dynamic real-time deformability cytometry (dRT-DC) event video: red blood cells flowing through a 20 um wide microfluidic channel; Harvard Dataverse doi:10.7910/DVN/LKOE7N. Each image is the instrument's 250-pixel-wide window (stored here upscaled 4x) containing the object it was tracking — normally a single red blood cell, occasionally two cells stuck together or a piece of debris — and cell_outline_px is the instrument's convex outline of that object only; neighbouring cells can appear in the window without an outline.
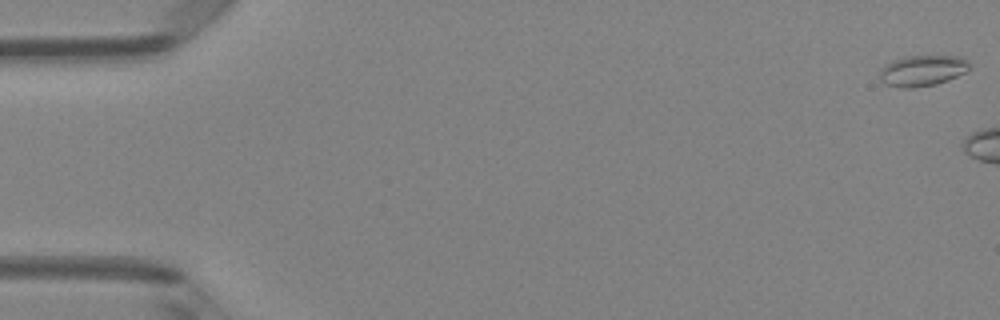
{"species": "Egyptian fruit bat (a non-hibernating species)", "species_latin": "Rousettus aegyptiacus", "temperature_condition": "room temperature", "stored_images_in_passage": 7, "camera_frame_rate_fps": 3000, "um_per_image_px": 0.085, "animal": {"sex": "female"}, "frame": {"image": 1, "passage_image": 1, "time_ms": 0.0, "image_size_px": [1000, 320], "cell_outline_px": [[972, 64], [964, 72], [948, 80], [936, 84], [912, 88], [900, 88], [884, 84], [880, 80], [880, 68], [892, 60], [904, 56], [964, 56]], "centroid_in_image_um": [78.39, 6.0], "position_along_channel_um": 6.6, "area_um2": 16.36}}
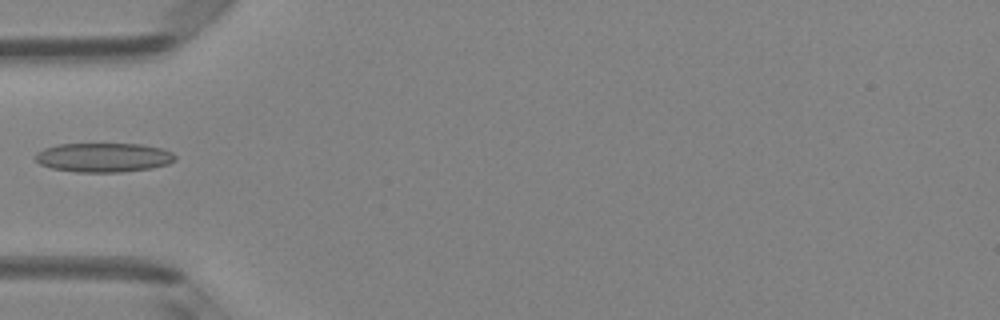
{"frame": {"image": 2, "passage_image": 6, "time_ms": 1.667, "image_size_px": [1000, 320], "cell_outline_px": [[176, 160], [168, 164], [152, 168], [120, 172], [76, 172], [52, 168], [40, 164], [36, 160], [36, 152], [44, 148], [56, 144], [140, 144], [160, 148], [172, 152], [176, 156]], "centroid_in_image_um": [8.81, 13.38], "position_along_channel_um": 76.2, "area_um2": 23.81}}
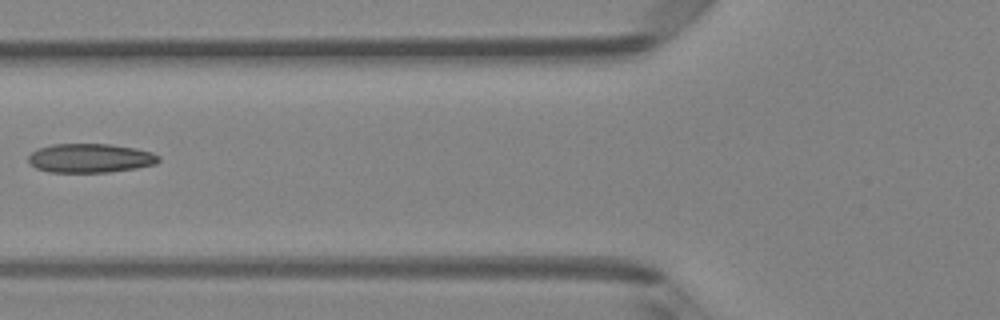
{"frame": {"image": 3, "passage_image": 7, "time_ms": 2.0, "image_size_px": [1000, 320], "cell_outline_px": [[160, 160], [156, 164], [136, 168], [108, 172], [48, 172], [36, 168], [28, 164], [28, 156], [36, 148], [52, 144], [112, 144], [136, 148], [152, 152], [160, 156]], "centroid_in_image_um": [7.65, 13.44], "position_along_channel_um": 118.1, "area_um2": 22.31}}